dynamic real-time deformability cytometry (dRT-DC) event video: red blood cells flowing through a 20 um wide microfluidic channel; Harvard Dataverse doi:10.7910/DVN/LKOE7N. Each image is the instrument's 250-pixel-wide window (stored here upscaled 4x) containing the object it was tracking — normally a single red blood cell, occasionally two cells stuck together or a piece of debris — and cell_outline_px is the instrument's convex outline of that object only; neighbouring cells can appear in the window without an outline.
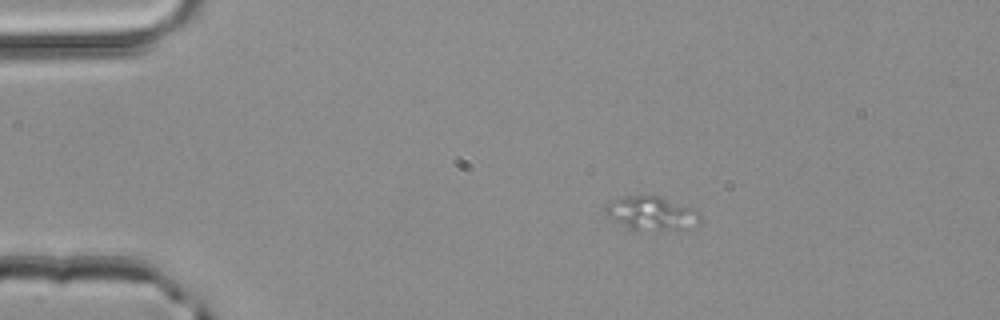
{"species": "common noctule bat (a hibernating species)", "species_latin": "Nyctalus noctula", "temperature_condition": "room temperature", "stored_images_in_passage": 2, "camera_frame_rate_fps": 3000, "um_per_image_px": 0.085, "animal": {"sex": "male", "body_mass_g": 20.4}, "frame": {"image": 1, "passage_image": 1, "time_ms": 0.0, "image_size_px": [1000, 320], "cell_outline_px": [[700, 220], [684, 228], [636, 232], [628, 228], [608, 216], [604, 208], [604, 204], [624, 196], [656, 196], [692, 208], [700, 216]], "centroid_in_image_um": [55.28, 18.15], "position_along_channel_um": 29.7, "area_um2": 18.15}}